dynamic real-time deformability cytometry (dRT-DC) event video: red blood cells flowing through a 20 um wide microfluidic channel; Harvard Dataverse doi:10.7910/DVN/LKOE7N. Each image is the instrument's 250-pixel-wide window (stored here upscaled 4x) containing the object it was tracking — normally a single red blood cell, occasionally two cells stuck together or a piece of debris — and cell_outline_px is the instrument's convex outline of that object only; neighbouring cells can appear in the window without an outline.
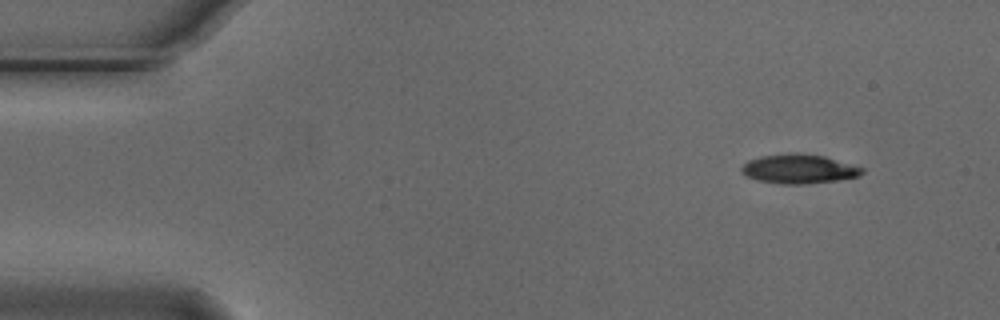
{"species": "Egyptian fruit bat (a non-hibernating species)", "species_latin": "Rousettus aegyptiacus", "temperature_condition": "cold", "stored_images_in_passage": 50, "camera_frame_rate_fps": 3000, "um_per_image_px": 0.085, "animal": {"sex": "male"}, "frame": {"image": 1, "passage_image": 1, "time_ms": 0.0, "image_size_px": [1000, 320], "cell_outline_px": [[864, 172], [860, 176], [836, 180], [800, 184], [780, 184], [756, 180], [744, 176], [740, 172], [740, 168], [748, 160], [760, 156], [792, 152], [796, 152], [824, 156], [864, 168]], "centroid_in_image_um": [67.85, 14.35], "position_along_channel_um": 17.1, "area_um2": 20.69}}
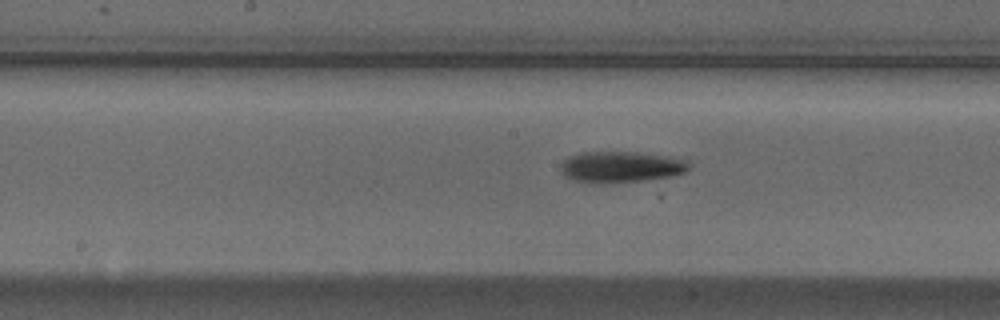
{"frame": {"image": 2, "passage_image": 23, "time_ms": 7.333, "image_size_px": [1000, 320], "cell_outline_px": [[692, 164], [684, 172], [672, 176], [640, 180], [600, 184], [576, 180], [564, 176], [560, 168], [560, 164], [568, 156], [584, 152], [636, 152], [668, 156], [688, 160]], "centroid_in_image_um": [52.77, 14.18], "position_along_channel_um": 195.4, "area_um2": 23.24}}
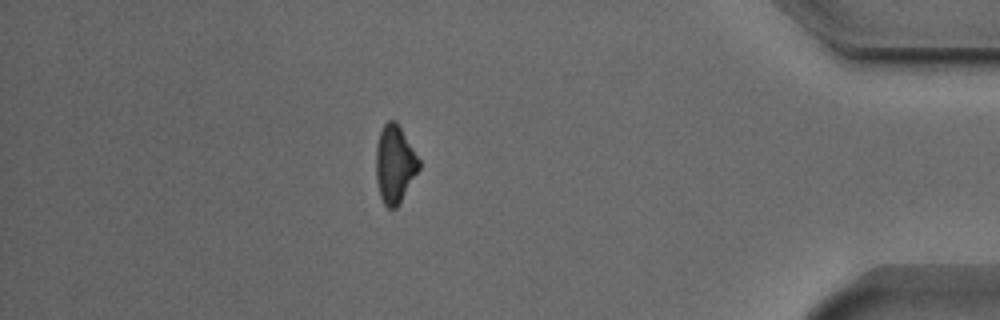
{"frame": {"image": 3, "passage_image": 43, "time_ms": 14.0, "image_size_px": [1000, 320], "cell_outline_px": [[420, 168], [396, 208], [388, 208], [384, 204], [380, 196], [376, 180], [376, 148], [380, 132], [384, 124], [388, 120], [396, 120], [420, 160]], "centroid_in_image_um": [33.55, 13.94], "position_along_channel_um": 401.7, "area_um2": 19.31}, "authors_computed_cell_mechanics": {"area_um2": 21.3282, "velocity_mm_per_s": 3.7549, "shape_relaxation_time_tau1_ms": 3.4317, "shape_relaxation_time_tau2_ms": null, "deformation_change_tau1": 0.1113, "deformation_change_tau2": null}}